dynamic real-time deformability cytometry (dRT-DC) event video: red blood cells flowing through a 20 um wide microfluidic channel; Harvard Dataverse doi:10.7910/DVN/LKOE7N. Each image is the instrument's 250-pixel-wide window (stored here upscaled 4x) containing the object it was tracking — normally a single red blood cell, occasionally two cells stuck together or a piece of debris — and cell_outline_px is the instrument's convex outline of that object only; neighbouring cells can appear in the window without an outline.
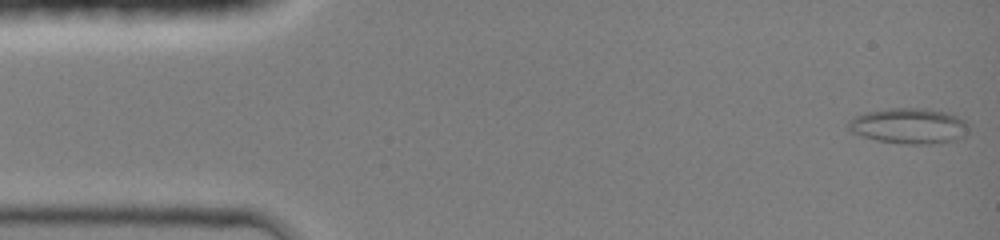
{"species": "common noctule bat (a hibernating species)", "species_latin": "Nyctalus noctula", "temperature_condition": "room temperature", "stored_images_in_passage": 13, "camera_frame_rate_fps": 3000, "um_per_image_px": 0.085, "animal": {"sex": "female", "body_mass_g": 19.0, "forearm_length_mm": 51.5}, "frame": {"image": 1, "passage_image": 1, "time_ms": 0.0, "image_size_px": [1000, 240], "cell_outline_px": [[964, 136], [956, 140], [932, 144], [904, 144], [876, 140], [852, 132], [848, 128], [848, 120], [864, 112], [888, 108], [928, 108], [948, 112], [964, 120]], "centroid_in_image_um": [77.22, 10.69], "position_along_channel_um": 7.8, "area_um2": 24.8}}
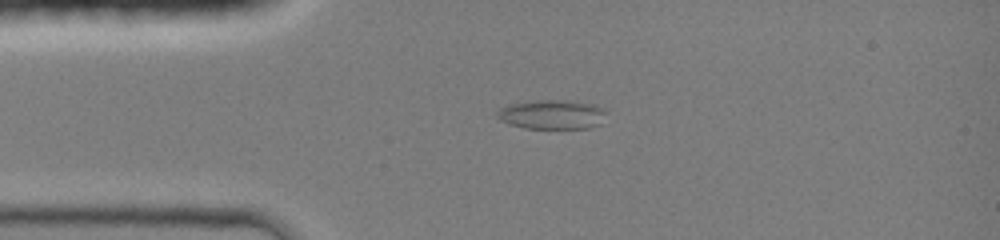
{"frame": {"image": 2, "passage_image": 10, "time_ms": 3.0, "image_size_px": [1000, 240], "cell_outline_px": [[608, 112], [600, 124], [588, 128], [524, 128], [508, 124], [500, 120], [496, 116], [496, 112], [500, 108], [512, 104], [536, 100], [564, 100], [596, 104], [604, 108]], "centroid_in_image_um": [46.95, 9.73], "position_along_channel_um": 38.1, "area_um2": 18.79}}